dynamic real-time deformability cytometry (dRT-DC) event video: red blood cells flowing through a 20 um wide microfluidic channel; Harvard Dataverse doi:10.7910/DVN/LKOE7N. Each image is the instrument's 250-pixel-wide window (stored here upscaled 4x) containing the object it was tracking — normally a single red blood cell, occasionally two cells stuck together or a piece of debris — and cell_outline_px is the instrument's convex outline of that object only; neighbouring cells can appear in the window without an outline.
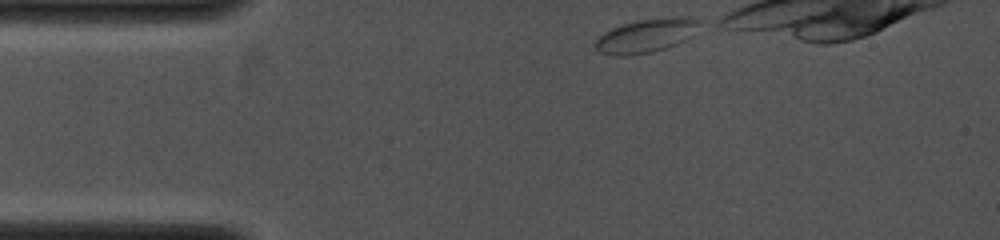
{"species": "common noctule bat (a hibernating species)", "species_latin": "Nyctalus noctula", "temperature_condition": "cold", "stored_images_in_passage": 20, "camera_frame_rate_fps": 4000, "um_per_image_px": 0.085, "animal": {"sex": "female", "body_mass_g": 19.0, "forearm_length_mm": 53.3}, "frame": {"image": 1, "passage_image": 1, "time_ms": 0.0, "image_size_px": [1000, 240], "cell_outline_px": [[700, 24], [692, 36], [676, 44], [652, 52], [628, 56], [612, 56], [600, 52], [592, 44], [604, 32], [612, 28], [636, 20], [668, 16], [700, 20]], "centroid_in_image_um": [54.88, 3.04], "position_along_channel_um": 30.1, "area_um2": 20.46}}
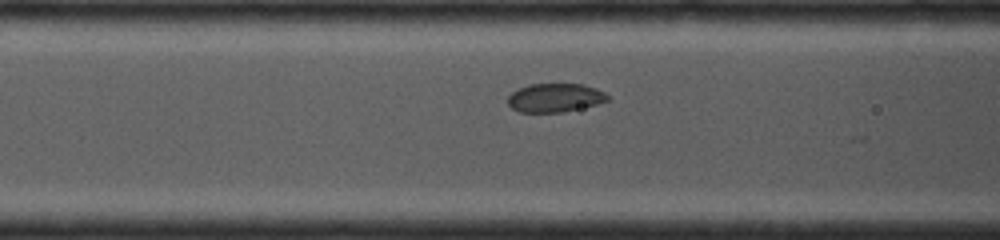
{"frame": {"image": 2, "passage_image": 13, "time_ms": 2.75, "image_size_px": [1000, 240], "cell_outline_px": [[608, 100], [596, 104], [580, 108], [560, 112], [520, 112], [512, 108], [508, 104], [508, 96], [512, 92], [528, 84], [584, 84], [596, 88], [604, 92], [608, 96]], "centroid_in_image_um": [47.16, 8.3], "position_along_channel_um": 119.4, "area_um2": 16.53}}
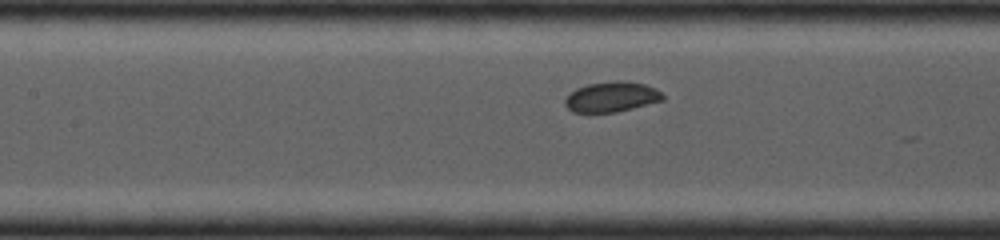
{"frame": {"image": 3, "passage_image": 16, "time_ms": 3.5, "image_size_px": [1000, 240], "cell_outline_px": [[664, 100], [616, 112], [588, 116], [572, 112], [564, 104], [564, 100], [576, 88], [588, 84], [616, 80], [644, 84], [656, 88], [664, 96]], "centroid_in_image_um": [51.92, 8.28], "position_along_channel_um": 155.5, "area_um2": 17.69}}